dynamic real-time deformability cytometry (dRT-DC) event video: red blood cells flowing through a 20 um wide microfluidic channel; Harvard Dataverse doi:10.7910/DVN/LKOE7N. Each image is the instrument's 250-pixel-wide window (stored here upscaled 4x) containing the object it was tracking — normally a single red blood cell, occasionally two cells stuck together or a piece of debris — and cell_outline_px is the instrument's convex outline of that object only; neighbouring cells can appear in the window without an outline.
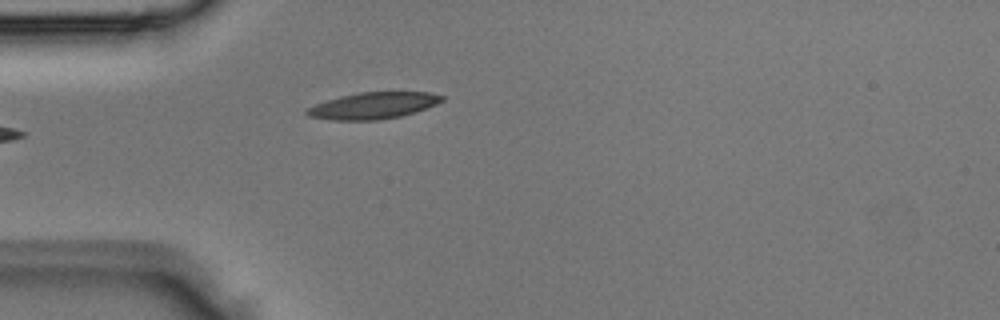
{"species": "Egyptian fruit bat (a non-hibernating species)", "species_latin": "Rousettus aegyptiacus", "temperature_condition": "room temperature", "stored_images_in_passage": 3, "camera_frame_rate_fps": 3000, "um_per_image_px": 0.085, "animal": {"sex": "male"}, "frame": {"image": 1, "passage_image": 3, "time_ms": 0.667, "image_size_px": [1000, 320], "cell_outline_px": [[444, 100], [436, 104], [400, 116], [376, 120], [332, 120], [308, 116], [304, 112], [308, 108], [316, 104], [340, 96], [360, 92], [428, 92], [444, 96]], "centroid_in_image_um": [31.7, 8.97], "position_along_channel_um": 53.3, "area_um2": 20.58}}